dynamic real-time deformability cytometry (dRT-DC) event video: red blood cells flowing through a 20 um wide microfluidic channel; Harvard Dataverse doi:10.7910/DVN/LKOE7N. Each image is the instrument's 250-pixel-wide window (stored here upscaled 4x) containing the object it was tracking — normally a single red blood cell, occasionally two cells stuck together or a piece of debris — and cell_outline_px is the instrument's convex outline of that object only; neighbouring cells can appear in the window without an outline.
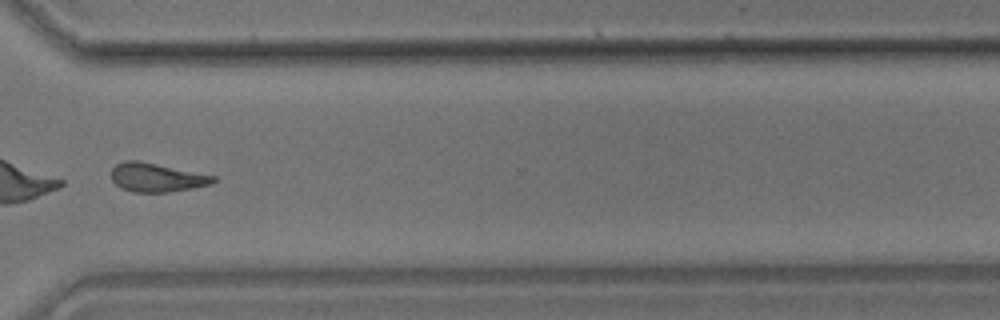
{"species": "common noctule bat (a hibernating species)", "species_latin": "Nyctalus noctula", "temperature_condition": "room temperature", "stored_images_in_passage": 44, "camera_frame_rate_fps": 3000, "um_per_image_px": 0.085, "animal": {"sex": "male", "body_mass_g": 17.9}, "frame": {"image": 1, "passage_image": 32, "time_ms": 10.333, "image_size_px": [1000, 320], "cell_outline_px": [[216, 180], [212, 184], [192, 188], [168, 192], [132, 192], [120, 188], [112, 180], [112, 168], [116, 164], [124, 160], [136, 160], [216, 176]], "centroid_in_image_um": [13.29, 15.09], "position_along_channel_um": 357.3, "area_um2": 16.99}, "authors_computed_cell_mechanics": {"area_um2": 18.4671, "velocity_mm_per_s": 3.9704, "shape_relaxation_time_tau1_ms": 1.8427, "shape_relaxation_time_tau2_ms": null, "deformation_change_tau1": 0.2516, "deformation_change_tau2": null}}